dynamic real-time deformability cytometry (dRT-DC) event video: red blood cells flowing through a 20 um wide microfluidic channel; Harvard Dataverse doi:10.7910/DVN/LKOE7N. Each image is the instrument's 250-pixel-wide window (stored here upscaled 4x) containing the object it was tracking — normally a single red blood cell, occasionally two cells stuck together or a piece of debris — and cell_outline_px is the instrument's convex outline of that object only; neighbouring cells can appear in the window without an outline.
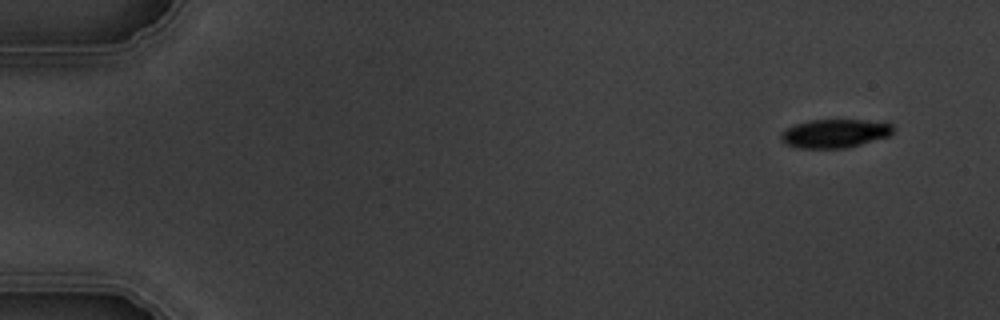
{"species": "common noctule bat (a hibernating species)", "species_latin": "Nyctalus noctula", "temperature_condition": "warm", "stored_images_in_passage": 5, "segment_of_instrument_passage": [2, 2], "camera_frame_rate_fps": 3000, "um_per_image_px": 0.085, "animal": {"sex": "male", "body_mass_g": 19.5, "forearm_length_mm": 54.6}, "frame": {"image": 1, "passage_image": 5, "time_ms": 5.667, "image_size_px": [1000, 320], "cell_outline_px": [[892, 132], [888, 136], [860, 144], [844, 148], [796, 148], [784, 144], [780, 140], [780, 132], [796, 124], [808, 120], [888, 120], [892, 124]], "centroid_in_image_um": [70.95, 11.33], "position_along_channel_um": 14.1, "area_um2": 18.9}}